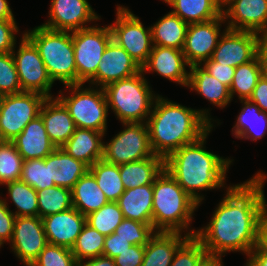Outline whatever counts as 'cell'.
I'll return each instance as SVG.
<instances>
[{"mask_svg": "<svg viewBox=\"0 0 267 266\" xmlns=\"http://www.w3.org/2000/svg\"><path fill=\"white\" fill-rule=\"evenodd\" d=\"M208 109H192L158 94L148 117L150 145L155 155L166 158L192 143L213 126Z\"/></svg>", "mask_w": 267, "mask_h": 266, "instance_id": "2", "label": "cell"}, {"mask_svg": "<svg viewBox=\"0 0 267 266\" xmlns=\"http://www.w3.org/2000/svg\"><path fill=\"white\" fill-rule=\"evenodd\" d=\"M189 67L182 50L153 45L147 62L141 67L142 72H156L171 82L182 86H188Z\"/></svg>", "mask_w": 267, "mask_h": 266, "instance_id": "19", "label": "cell"}, {"mask_svg": "<svg viewBox=\"0 0 267 266\" xmlns=\"http://www.w3.org/2000/svg\"><path fill=\"white\" fill-rule=\"evenodd\" d=\"M12 142L24 160L44 159L57 148L48 137L40 115L30 121Z\"/></svg>", "mask_w": 267, "mask_h": 266, "instance_id": "21", "label": "cell"}, {"mask_svg": "<svg viewBox=\"0 0 267 266\" xmlns=\"http://www.w3.org/2000/svg\"><path fill=\"white\" fill-rule=\"evenodd\" d=\"M248 100L255 103L261 111L267 112V75L261 76Z\"/></svg>", "mask_w": 267, "mask_h": 266, "instance_id": "50", "label": "cell"}, {"mask_svg": "<svg viewBox=\"0 0 267 266\" xmlns=\"http://www.w3.org/2000/svg\"><path fill=\"white\" fill-rule=\"evenodd\" d=\"M21 92L23 91L12 53H0V93L8 95Z\"/></svg>", "mask_w": 267, "mask_h": 266, "instance_id": "43", "label": "cell"}, {"mask_svg": "<svg viewBox=\"0 0 267 266\" xmlns=\"http://www.w3.org/2000/svg\"><path fill=\"white\" fill-rule=\"evenodd\" d=\"M266 179L267 175L260 171L246 182L226 186L211 221L195 234L208 256L240 251L248 257L261 241L262 215L267 207L263 190Z\"/></svg>", "mask_w": 267, "mask_h": 266, "instance_id": "1", "label": "cell"}, {"mask_svg": "<svg viewBox=\"0 0 267 266\" xmlns=\"http://www.w3.org/2000/svg\"><path fill=\"white\" fill-rule=\"evenodd\" d=\"M242 109L235 125L232 128V134L237 139H250L257 141L267 133V112L261 111L253 102L240 100Z\"/></svg>", "mask_w": 267, "mask_h": 266, "instance_id": "29", "label": "cell"}, {"mask_svg": "<svg viewBox=\"0 0 267 266\" xmlns=\"http://www.w3.org/2000/svg\"><path fill=\"white\" fill-rule=\"evenodd\" d=\"M257 56L264 74L267 75V32L257 33Z\"/></svg>", "mask_w": 267, "mask_h": 266, "instance_id": "52", "label": "cell"}, {"mask_svg": "<svg viewBox=\"0 0 267 266\" xmlns=\"http://www.w3.org/2000/svg\"><path fill=\"white\" fill-rule=\"evenodd\" d=\"M16 216L9 209L6 199L0 198V243L11 242Z\"/></svg>", "mask_w": 267, "mask_h": 266, "instance_id": "45", "label": "cell"}, {"mask_svg": "<svg viewBox=\"0 0 267 266\" xmlns=\"http://www.w3.org/2000/svg\"><path fill=\"white\" fill-rule=\"evenodd\" d=\"M189 24L168 12L151 26L153 45L183 50Z\"/></svg>", "mask_w": 267, "mask_h": 266, "instance_id": "30", "label": "cell"}, {"mask_svg": "<svg viewBox=\"0 0 267 266\" xmlns=\"http://www.w3.org/2000/svg\"><path fill=\"white\" fill-rule=\"evenodd\" d=\"M37 47L53 82L77 84L72 32L52 30L42 25L24 33Z\"/></svg>", "mask_w": 267, "mask_h": 266, "instance_id": "6", "label": "cell"}, {"mask_svg": "<svg viewBox=\"0 0 267 266\" xmlns=\"http://www.w3.org/2000/svg\"><path fill=\"white\" fill-rule=\"evenodd\" d=\"M189 237L178 232H156L145 245L141 266H170L175 252Z\"/></svg>", "mask_w": 267, "mask_h": 266, "instance_id": "24", "label": "cell"}, {"mask_svg": "<svg viewBox=\"0 0 267 266\" xmlns=\"http://www.w3.org/2000/svg\"><path fill=\"white\" fill-rule=\"evenodd\" d=\"M171 6L173 14L187 24L202 23L218 18L222 5L218 0H164Z\"/></svg>", "mask_w": 267, "mask_h": 266, "instance_id": "31", "label": "cell"}, {"mask_svg": "<svg viewBox=\"0 0 267 266\" xmlns=\"http://www.w3.org/2000/svg\"><path fill=\"white\" fill-rule=\"evenodd\" d=\"M117 6L116 20L109 25L112 39L142 67L153 48L151 27L145 28L127 7Z\"/></svg>", "mask_w": 267, "mask_h": 266, "instance_id": "9", "label": "cell"}, {"mask_svg": "<svg viewBox=\"0 0 267 266\" xmlns=\"http://www.w3.org/2000/svg\"><path fill=\"white\" fill-rule=\"evenodd\" d=\"M47 244L42 218L16 216L10 248L24 265L30 266Z\"/></svg>", "mask_w": 267, "mask_h": 266, "instance_id": "13", "label": "cell"}, {"mask_svg": "<svg viewBox=\"0 0 267 266\" xmlns=\"http://www.w3.org/2000/svg\"><path fill=\"white\" fill-rule=\"evenodd\" d=\"M199 266H224L222 257L207 256Z\"/></svg>", "mask_w": 267, "mask_h": 266, "instance_id": "55", "label": "cell"}, {"mask_svg": "<svg viewBox=\"0 0 267 266\" xmlns=\"http://www.w3.org/2000/svg\"><path fill=\"white\" fill-rule=\"evenodd\" d=\"M19 28L15 20H0V53H9L16 48V36Z\"/></svg>", "mask_w": 267, "mask_h": 266, "instance_id": "46", "label": "cell"}, {"mask_svg": "<svg viewBox=\"0 0 267 266\" xmlns=\"http://www.w3.org/2000/svg\"><path fill=\"white\" fill-rule=\"evenodd\" d=\"M20 180L36 191L55 186L50 183L49 155L44 159L24 160Z\"/></svg>", "mask_w": 267, "mask_h": 266, "instance_id": "40", "label": "cell"}, {"mask_svg": "<svg viewBox=\"0 0 267 266\" xmlns=\"http://www.w3.org/2000/svg\"><path fill=\"white\" fill-rule=\"evenodd\" d=\"M38 196V216L56 214L73 207L71 189L53 186L37 191Z\"/></svg>", "mask_w": 267, "mask_h": 266, "instance_id": "35", "label": "cell"}, {"mask_svg": "<svg viewBox=\"0 0 267 266\" xmlns=\"http://www.w3.org/2000/svg\"><path fill=\"white\" fill-rule=\"evenodd\" d=\"M94 11L87 0H51L49 19L42 26L70 32L89 28V22L100 20Z\"/></svg>", "mask_w": 267, "mask_h": 266, "instance_id": "16", "label": "cell"}, {"mask_svg": "<svg viewBox=\"0 0 267 266\" xmlns=\"http://www.w3.org/2000/svg\"><path fill=\"white\" fill-rule=\"evenodd\" d=\"M77 266H116L114 259L101 255L95 258H90L88 261L79 262Z\"/></svg>", "mask_w": 267, "mask_h": 266, "instance_id": "53", "label": "cell"}, {"mask_svg": "<svg viewBox=\"0 0 267 266\" xmlns=\"http://www.w3.org/2000/svg\"><path fill=\"white\" fill-rule=\"evenodd\" d=\"M88 171L87 164L68 155L61 147L49 154L50 183L55 186L72 189Z\"/></svg>", "mask_w": 267, "mask_h": 266, "instance_id": "25", "label": "cell"}, {"mask_svg": "<svg viewBox=\"0 0 267 266\" xmlns=\"http://www.w3.org/2000/svg\"><path fill=\"white\" fill-rule=\"evenodd\" d=\"M190 91L197 92L204 99L218 108H225L231 102L229 88L221 83L217 78L210 75L201 65H192L189 67Z\"/></svg>", "mask_w": 267, "mask_h": 266, "instance_id": "26", "label": "cell"}, {"mask_svg": "<svg viewBox=\"0 0 267 266\" xmlns=\"http://www.w3.org/2000/svg\"><path fill=\"white\" fill-rule=\"evenodd\" d=\"M257 56V33L225 28L211 59L237 67Z\"/></svg>", "mask_w": 267, "mask_h": 266, "instance_id": "15", "label": "cell"}, {"mask_svg": "<svg viewBox=\"0 0 267 266\" xmlns=\"http://www.w3.org/2000/svg\"><path fill=\"white\" fill-rule=\"evenodd\" d=\"M261 241L267 246V207L265 208L261 221Z\"/></svg>", "mask_w": 267, "mask_h": 266, "instance_id": "56", "label": "cell"}, {"mask_svg": "<svg viewBox=\"0 0 267 266\" xmlns=\"http://www.w3.org/2000/svg\"><path fill=\"white\" fill-rule=\"evenodd\" d=\"M125 127L110 142H103L102 159L121 165L154 156L147 123H122Z\"/></svg>", "mask_w": 267, "mask_h": 266, "instance_id": "10", "label": "cell"}, {"mask_svg": "<svg viewBox=\"0 0 267 266\" xmlns=\"http://www.w3.org/2000/svg\"><path fill=\"white\" fill-rule=\"evenodd\" d=\"M198 206L200 204L186 193L165 169L155 179L152 225L156 232L187 231L186 235L195 236L197 230L189 229V225Z\"/></svg>", "mask_w": 267, "mask_h": 266, "instance_id": "4", "label": "cell"}, {"mask_svg": "<svg viewBox=\"0 0 267 266\" xmlns=\"http://www.w3.org/2000/svg\"><path fill=\"white\" fill-rule=\"evenodd\" d=\"M164 170V158L158 155L119 165L125 189L153 184Z\"/></svg>", "mask_w": 267, "mask_h": 266, "instance_id": "28", "label": "cell"}, {"mask_svg": "<svg viewBox=\"0 0 267 266\" xmlns=\"http://www.w3.org/2000/svg\"><path fill=\"white\" fill-rule=\"evenodd\" d=\"M39 115L46 132L57 148L62 147L75 132L76 126L65 106L55 97L46 98Z\"/></svg>", "mask_w": 267, "mask_h": 266, "instance_id": "22", "label": "cell"}, {"mask_svg": "<svg viewBox=\"0 0 267 266\" xmlns=\"http://www.w3.org/2000/svg\"><path fill=\"white\" fill-rule=\"evenodd\" d=\"M114 233L119 234L132 245L145 246L156 231L152 224L124 218Z\"/></svg>", "mask_w": 267, "mask_h": 266, "instance_id": "41", "label": "cell"}, {"mask_svg": "<svg viewBox=\"0 0 267 266\" xmlns=\"http://www.w3.org/2000/svg\"><path fill=\"white\" fill-rule=\"evenodd\" d=\"M106 132L76 127L73 135L61 147L68 155L91 167L103 157V137Z\"/></svg>", "mask_w": 267, "mask_h": 266, "instance_id": "23", "label": "cell"}, {"mask_svg": "<svg viewBox=\"0 0 267 266\" xmlns=\"http://www.w3.org/2000/svg\"><path fill=\"white\" fill-rule=\"evenodd\" d=\"M7 186L8 196L15 205V216H38L37 191L22 180H15L4 184Z\"/></svg>", "mask_w": 267, "mask_h": 266, "instance_id": "36", "label": "cell"}, {"mask_svg": "<svg viewBox=\"0 0 267 266\" xmlns=\"http://www.w3.org/2000/svg\"><path fill=\"white\" fill-rule=\"evenodd\" d=\"M24 159L12 141L0 142V185L20 180Z\"/></svg>", "mask_w": 267, "mask_h": 266, "instance_id": "39", "label": "cell"}, {"mask_svg": "<svg viewBox=\"0 0 267 266\" xmlns=\"http://www.w3.org/2000/svg\"><path fill=\"white\" fill-rule=\"evenodd\" d=\"M244 266H267V246L262 241L251 250Z\"/></svg>", "mask_w": 267, "mask_h": 266, "instance_id": "51", "label": "cell"}, {"mask_svg": "<svg viewBox=\"0 0 267 266\" xmlns=\"http://www.w3.org/2000/svg\"><path fill=\"white\" fill-rule=\"evenodd\" d=\"M132 244L119 236V234L112 233L109 236H105L103 255L114 259L120 253L129 249Z\"/></svg>", "mask_w": 267, "mask_h": 266, "instance_id": "49", "label": "cell"}, {"mask_svg": "<svg viewBox=\"0 0 267 266\" xmlns=\"http://www.w3.org/2000/svg\"><path fill=\"white\" fill-rule=\"evenodd\" d=\"M141 71L137 62L113 39L105 48L95 76L89 85L104 88L110 83L131 77Z\"/></svg>", "mask_w": 267, "mask_h": 266, "instance_id": "18", "label": "cell"}, {"mask_svg": "<svg viewBox=\"0 0 267 266\" xmlns=\"http://www.w3.org/2000/svg\"><path fill=\"white\" fill-rule=\"evenodd\" d=\"M46 98L43 94L27 91L5 95L0 109L1 141L15 139L39 115Z\"/></svg>", "mask_w": 267, "mask_h": 266, "instance_id": "11", "label": "cell"}, {"mask_svg": "<svg viewBox=\"0 0 267 266\" xmlns=\"http://www.w3.org/2000/svg\"><path fill=\"white\" fill-rule=\"evenodd\" d=\"M4 96H5L4 94L0 93V109H1Z\"/></svg>", "mask_w": 267, "mask_h": 266, "instance_id": "57", "label": "cell"}, {"mask_svg": "<svg viewBox=\"0 0 267 266\" xmlns=\"http://www.w3.org/2000/svg\"><path fill=\"white\" fill-rule=\"evenodd\" d=\"M263 74L258 56L248 63L237 66L229 88L231 99L234 94H237L240 100L249 99Z\"/></svg>", "mask_w": 267, "mask_h": 266, "instance_id": "34", "label": "cell"}, {"mask_svg": "<svg viewBox=\"0 0 267 266\" xmlns=\"http://www.w3.org/2000/svg\"><path fill=\"white\" fill-rule=\"evenodd\" d=\"M224 22L226 23L221 14L207 22L189 24L182 50L189 67L201 65L212 57L223 34L220 27Z\"/></svg>", "mask_w": 267, "mask_h": 266, "instance_id": "14", "label": "cell"}, {"mask_svg": "<svg viewBox=\"0 0 267 266\" xmlns=\"http://www.w3.org/2000/svg\"><path fill=\"white\" fill-rule=\"evenodd\" d=\"M201 66L204 67L210 75L217 78L221 83L230 88L235 67L217 63L211 58L204 61Z\"/></svg>", "mask_w": 267, "mask_h": 266, "instance_id": "47", "label": "cell"}, {"mask_svg": "<svg viewBox=\"0 0 267 266\" xmlns=\"http://www.w3.org/2000/svg\"><path fill=\"white\" fill-rule=\"evenodd\" d=\"M71 195L73 207L85 216L109 202L89 171L74 184Z\"/></svg>", "mask_w": 267, "mask_h": 266, "instance_id": "32", "label": "cell"}, {"mask_svg": "<svg viewBox=\"0 0 267 266\" xmlns=\"http://www.w3.org/2000/svg\"><path fill=\"white\" fill-rule=\"evenodd\" d=\"M0 20H15L7 0H0Z\"/></svg>", "mask_w": 267, "mask_h": 266, "instance_id": "54", "label": "cell"}, {"mask_svg": "<svg viewBox=\"0 0 267 266\" xmlns=\"http://www.w3.org/2000/svg\"><path fill=\"white\" fill-rule=\"evenodd\" d=\"M77 264L71 249L48 243L30 266H77Z\"/></svg>", "mask_w": 267, "mask_h": 266, "instance_id": "44", "label": "cell"}, {"mask_svg": "<svg viewBox=\"0 0 267 266\" xmlns=\"http://www.w3.org/2000/svg\"><path fill=\"white\" fill-rule=\"evenodd\" d=\"M49 244L71 249L86 224V216L74 207L42 218Z\"/></svg>", "mask_w": 267, "mask_h": 266, "instance_id": "20", "label": "cell"}, {"mask_svg": "<svg viewBox=\"0 0 267 266\" xmlns=\"http://www.w3.org/2000/svg\"><path fill=\"white\" fill-rule=\"evenodd\" d=\"M89 172L94 176L97 185L109 202H117L125 192L119 173V165L101 159L89 167Z\"/></svg>", "mask_w": 267, "mask_h": 266, "instance_id": "33", "label": "cell"}, {"mask_svg": "<svg viewBox=\"0 0 267 266\" xmlns=\"http://www.w3.org/2000/svg\"><path fill=\"white\" fill-rule=\"evenodd\" d=\"M124 219L117 202H108L86 216V223L104 236L114 233Z\"/></svg>", "mask_w": 267, "mask_h": 266, "instance_id": "38", "label": "cell"}, {"mask_svg": "<svg viewBox=\"0 0 267 266\" xmlns=\"http://www.w3.org/2000/svg\"><path fill=\"white\" fill-rule=\"evenodd\" d=\"M222 15L228 29L267 32V0H227Z\"/></svg>", "mask_w": 267, "mask_h": 266, "instance_id": "17", "label": "cell"}, {"mask_svg": "<svg viewBox=\"0 0 267 266\" xmlns=\"http://www.w3.org/2000/svg\"><path fill=\"white\" fill-rule=\"evenodd\" d=\"M73 48L77 69V84L89 82L96 74L103 52L112 40L110 26L72 31Z\"/></svg>", "mask_w": 267, "mask_h": 266, "instance_id": "8", "label": "cell"}, {"mask_svg": "<svg viewBox=\"0 0 267 266\" xmlns=\"http://www.w3.org/2000/svg\"><path fill=\"white\" fill-rule=\"evenodd\" d=\"M148 83L141 70L103 88L108 109H112L121 123H147L158 96Z\"/></svg>", "mask_w": 267, "mask_h": 266, "instance_id": "5", "label": "cell"}, {"mask_svg": "<svg viewBox=\"0 0 267 266\" xmlns=\"http://www.w3.org/2000/svg\"><path fill=\"white\" fill-rule=\"evenodd\" d=\"M71 91L64 96L60 90L57 99L68 110L75 126L107 132L108 104L103 88H84L83 84L65 85ZM83 87V88H82Z\"/></svg>", "mask_w": 267, "mask_h": 266, "instance_id": "7", "label": "cell"}, {"mask_svg": "<svg viewBox=\"0 0 267 266\" xmlns=\"http://www.w3.org/2000/svg\"><path fill=\"white\" fill-rule=\"evenodd\" d=\"M213 127L198 140L186 144L164 159V169L194 200L201 204L198 192L225 187L232 159L207 151L204 145Z\"/></svg>", "mask_w": 267, "mask_h": 266, "instance_id": "3", "label": "cell"}, {"mask_svg": "<svg viewBox=\"0 0 267 266\" xmlns=\"http://www.w3.org/2000/svg\"><path fill=\"white\" fill-rule=\"evenodd\" d=\"M117 203L124 218L152 224L153 184L125 189Z\"/></svg>", "mask_w": 267, "mask_h": 266, "instance_id": "27", "label": "cell"}, {"mask_svg": "<svg viewBox=\"0 0 267 266\" xmlns=\"http://www.w3.org/2000/svg\"><path fill=\"white\" fill-rule=\"evenodd\" d=\"M104 239V235L86 223L71 248L76 261L79 263L103 255Z\"/></svg>", "mask_w": 267, "mask_h": 266, "instance_id": "37", "label": "cell"}, {"mask_svg": "<svg viewBox=\"0 0 267 266\" xmlns=\"http://www.w3.org/2000/svg\"><path fill=\"white\" fill-rule=\"evenodd\" d=\"M19 49L11 52L15 60L22 91L37 92L47 98L54 82L50 78L40 53L34 43L23 33Z\"/></svg>", "mask_w": 267, "mask_h": 266, "instance_id": "12", "label": "cell"}, {"mask_svg": "<svg viewBox=\"0 0 267 266\" xmlns=\"http://www.w3.org/2000/svg\"><path fill=\"white\" fill-rule=\"evenodd\" d=\"M145 246L132 245L129 249L114 258L116 266H141Z\"/></svg>", "mask_w": 267, "mask_h": 266, "instance_id": "48", "label": "cell"}, {"mask_svg": "<svg viewBox=\"0 0 267 266\" xmlns=\"http://www.w3.org/2000/svg\"><path fill=\"white\" fill-rule=\"evenodd\" d=\"M221 5H223L227 0H218Z\"/></svg>", "mask_w": 267, "mask_h": 266, "instance_id": "58", "label": "cell"}, {"mask_svg": "<svg viewBox=\"0 0 267 266\" xmlns=\"http://www.w3.org/2000/svg\"><path fill=\"white\" fill-rule=\"evenodd\" d=\"M207 256L202 243L195 236H190L177 249L170 266H199Z\"/></svg>", "mask_w": 267, "mask_h": 266, "instance_id": "42", "label": "cell"}]
</instances>
